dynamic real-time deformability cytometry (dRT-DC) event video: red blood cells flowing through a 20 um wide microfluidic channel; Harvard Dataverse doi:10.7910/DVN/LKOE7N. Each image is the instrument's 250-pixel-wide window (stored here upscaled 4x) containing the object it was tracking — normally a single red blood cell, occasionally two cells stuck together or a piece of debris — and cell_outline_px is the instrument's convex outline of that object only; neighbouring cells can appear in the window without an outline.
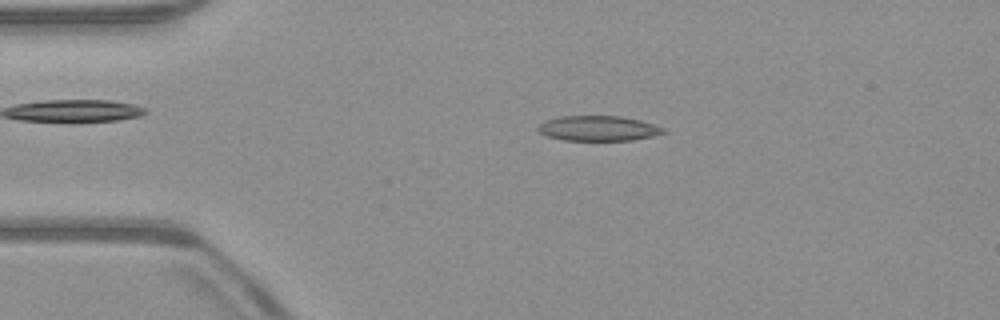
{"species": "common noctule bat (a hibernating species)", "species_latin": "Nyctalus noctula", "temperature_condition": "warm", "stored_images_in_passage": 51, "camera_frame_rate_fps": 3000, "um_per_image_px": 0.085, "animal": {"sex": "male", "body_mass_g": 23.1, "forearm_length_mm": 52.7}, "frame": {"image": 1, "passage_image": 10, "time_ms": 3.0, "image_size_px": [1000, 320], "cell_outline_px": [[668, 132], [652, 136], [632, 140], [564, 140], [548, 136], [540, 132], [536, 128], [544, 120], [560, 116], [620, 116], [640, 120], [664, 128]], "centroid_in_image_um": [50.85, 10.9], "position_along_channel_um": 34.2, "area_um2": 18.26}}
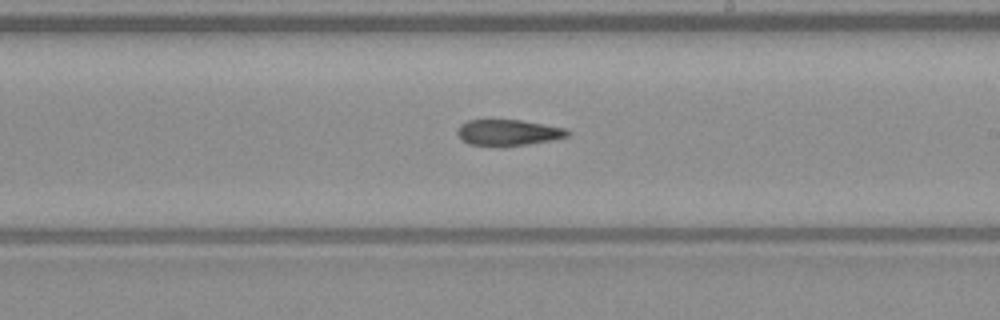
{"frame": {"image": 2, "passage_image": 29, "time_ms": 9.333, "image_size_px": [1000, 320], "cell_outline_px": [[572, 132], [568, 136], [552, 140], [528, 144], [468, 144], [460, 140], [456, 132], [460, 124], [468, 120], [520, 120], [568, 128]], "centroid_in_image_um": [43.22, 11.24], "position_along_channel_um": 245.8, "area_um2": 16.42}}
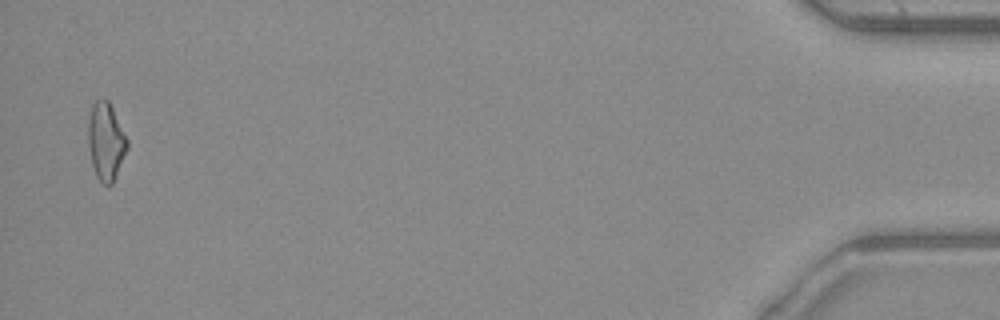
{"frame": {"image": 3, "passage_image": 50, "time_ms": 16.333, "image_size_px": [1000, 320], "cell_outline_px": [[128, 148], [112, 184], [108, 188], [96, 176], [92, 164], [88, 148], [88, 120], [92, 104], [96, 100], [104, 96], [108, 100], [128, 140]], "centroid_in_image_um": [8.99, 12.01], "position_along_channel_um": 426.2, "area_um2": 17.74}, "authors_computed_cell_mechanics": {"area_um2": 17.8024, "velocity_mm_per_s": 3.9639, "shape_relaxation_time_tau1_ms": null, "shape_relaxation_time_tau2_ms": 9.4198, "deformation_change_tau1": null, "deformation_change_tau2": 0.2319}}